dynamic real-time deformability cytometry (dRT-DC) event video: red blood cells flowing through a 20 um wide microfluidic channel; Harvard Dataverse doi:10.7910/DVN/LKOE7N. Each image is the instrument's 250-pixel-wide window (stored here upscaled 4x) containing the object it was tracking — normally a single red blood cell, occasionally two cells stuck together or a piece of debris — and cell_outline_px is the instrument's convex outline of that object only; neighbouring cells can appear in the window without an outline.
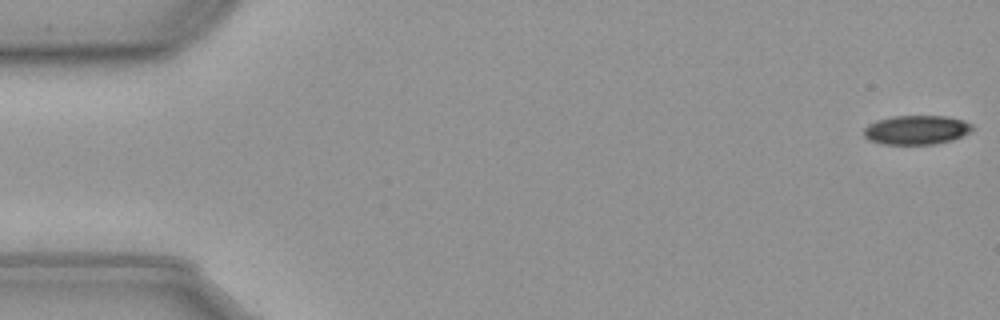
{"species": "common noctule bat (a hibernating species)", "species_latin": "Nyctalus noctula", "temperature_condition": "cold", "stored_images_in_passage": 57, "camera_frame_rate_fps": 3000, "um_per_image_px": 0.085, "animal": {"sex": "male", "body_mass_g": 23.1, "forearm_length_mm": 52.7}, "frame": {"image": 1, "passage_image": 1, "time_ms": 0.0, "image_size_px": [1000, 320], "cell_outline_px": [[972, 132], [952, 140], [936, 144], [884, 144], [868, 140], [864, 136], [864, 128], [868, 124], [876, 120], [892, 116], [944, 116], [964, 120], [972, 124]], "centroid_in_image_um": [77.9, 11.04], "position_along_channel_um": 7.1, "area_um2": 18.55}}
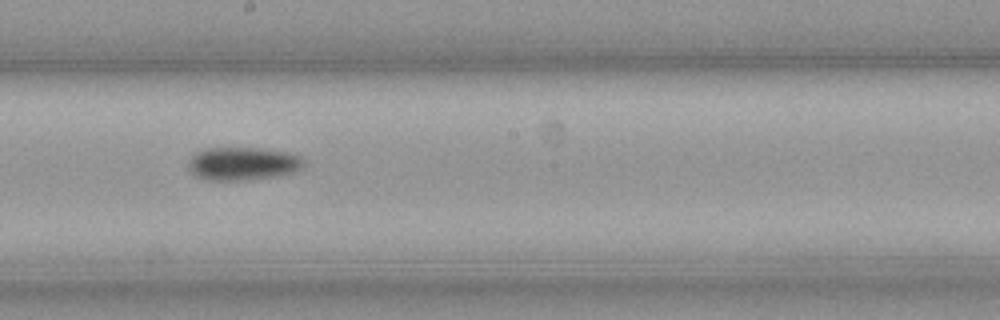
{"frame": {"image": 2, "passage_image": 31, "time_ms": 10.0, "image_size_px": [1000, 320], "cell_outline_px": [[304, 168], [292, 172], [276, 176], [248, 180], [208, 180], [196, 176], [192, 172], [192, 156], [200, 152], [212, 148], [256, 148], [292, 152], [300, 156], [304, 160]], "centroid_in_image_um": [20.76, 13.91], "position_along_channel_um": 227.4, "area_um2": 21.91}}
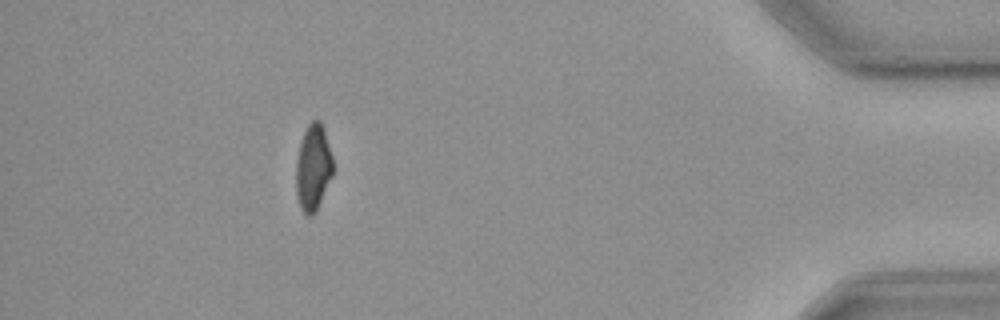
{"frame": {"image": 3, "passage_image": 51, "time_ms": 16.667, "image_size_px": [1000, 320], "cell_outline_px": [[336, 168], [316, 212], [312, 216], [308, 216], [300, 208], [296, 192], [296, 164], [300, 144], [304, 132], [308, 124], [312, 120], [320, 120], [324, 128]], "centroid_in_image_um": [26.65, 14.25], "position_along_channel_um": 408.6, "area_um2": 18.9}, "authors_computed_cell_mechanics": {"area_um2": 20.1722, "velocity_mm_per_s": 3.6238, "shape_relaxation_time_tau1_ms": 4.0313, "shape_relaxation_time_tau2_ms": null, "deformation_change_tau1": 0.1036, "deformation_change_tau2": null}}